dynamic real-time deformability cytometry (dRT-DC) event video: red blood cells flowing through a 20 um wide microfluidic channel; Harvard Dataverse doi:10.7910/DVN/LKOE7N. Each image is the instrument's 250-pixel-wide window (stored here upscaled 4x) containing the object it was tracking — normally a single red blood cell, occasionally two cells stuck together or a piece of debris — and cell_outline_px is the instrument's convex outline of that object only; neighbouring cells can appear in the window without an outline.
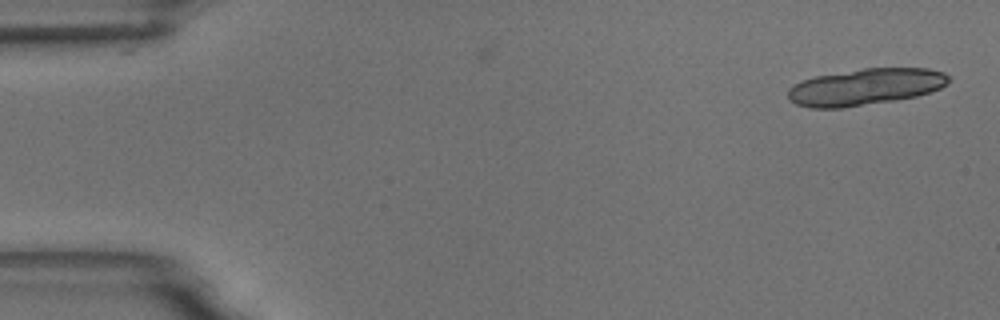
{"species": "common noctule bat (a hibernating species)", "species_latin": "Nyctalus noctula", "temperature_condition": "room temperature", "stored_images_in_passage": 5, "camera_frame_rate_fps": 3000, "um_per_image_px": 0.085, "animal": {"sex": "male", "body_mass_g": 18.8}, "frame": {"image": 1, "passage_image": 1, "time_ms": 0.0, "image_size_px": [1000, 320], "cell_outline_px": [[952, 80], [948, 84], [940, 88], [916, 96], [896, 100], [844, 108], [808, 108], [796, 104], [788, 100], [788, 88], [792, 84], [800, 80], [816, 76], [864, 68], [928, 68], [944, 72]], "centroid_in_image_um": [73.53, 7.39], "position_along_channel_um": 11.5, "area_um2": 34.56}}